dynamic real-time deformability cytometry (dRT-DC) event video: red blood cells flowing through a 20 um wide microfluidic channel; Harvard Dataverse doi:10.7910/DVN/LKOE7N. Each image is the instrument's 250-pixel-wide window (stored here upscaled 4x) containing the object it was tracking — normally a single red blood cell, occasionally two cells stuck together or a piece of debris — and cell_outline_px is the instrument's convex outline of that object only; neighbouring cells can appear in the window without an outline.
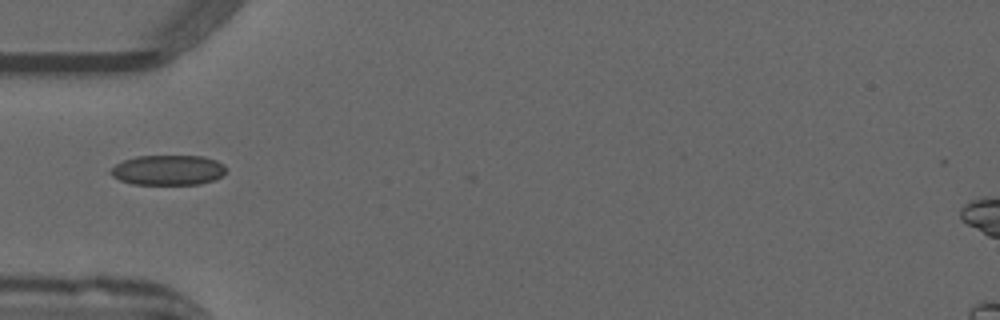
{"species": "common noctule bat (a hibernating species)", "species_latin": "Nyctalus noctula", "temperature_condition": "warm", "stored_images_in_passage": 3, "camera_frame_rate_fps": 3000, "um_per_image_px": 0.085, "animal": {"sex": "male", "forearm_length_mm": 52.5}, "frame": {"image": 1, "passage_image": 2, "time_ms": 0.333, "image_size_px": [1000, 320], "cell_outline_px": [[228, 168], [220, 176], [212, 180], [200, 184], [132, 184], [120, 180], [112, 176], [108, 172], [116, 164], [124, 160], [136, 156], [204, 156], [216, 160], [224, 164]], "centroid_in_image_um": [14.28, 14.45], "position_along_channel_um": 70.7, "area_um2": 20.23}}